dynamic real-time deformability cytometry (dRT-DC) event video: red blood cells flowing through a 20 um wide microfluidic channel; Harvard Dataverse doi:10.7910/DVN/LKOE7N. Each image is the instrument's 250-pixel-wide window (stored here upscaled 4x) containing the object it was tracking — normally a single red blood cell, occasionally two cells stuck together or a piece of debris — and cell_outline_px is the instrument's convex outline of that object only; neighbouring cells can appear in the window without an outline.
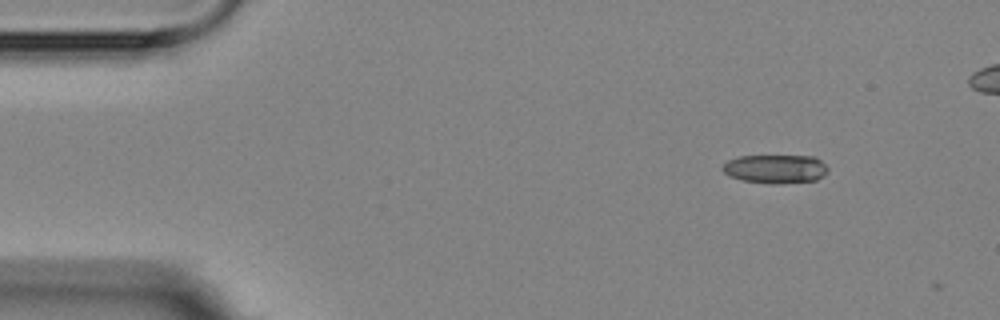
{"species": "Egyptian fruit bat (a non-hibernating species)", "species_latin": "Rousettus aegyptiacus", "temperature_condition": "room temperature", "stored_images_in_passage": 4, "camera_frame_rate_fps": 3000, "um_per_image_px": 0.085, "animal": {"sex": "female"}, "frame": {"image": 1, "passage_image": 1, "time_ms": 0.0, "image_size_px": [1000, 320], "cell_outline_px": [[828, 172], [824, 176], [816, 180], [780, 184], [772, 184], [740, 180], [728, 176], [720, 168], [728, 160], [740, 156], [816, 156], [828, 168]], "centroid_in_image_um": [65.91, 14.36], "position_along_channel_um": 19.1, "area_um2": 17.86}}